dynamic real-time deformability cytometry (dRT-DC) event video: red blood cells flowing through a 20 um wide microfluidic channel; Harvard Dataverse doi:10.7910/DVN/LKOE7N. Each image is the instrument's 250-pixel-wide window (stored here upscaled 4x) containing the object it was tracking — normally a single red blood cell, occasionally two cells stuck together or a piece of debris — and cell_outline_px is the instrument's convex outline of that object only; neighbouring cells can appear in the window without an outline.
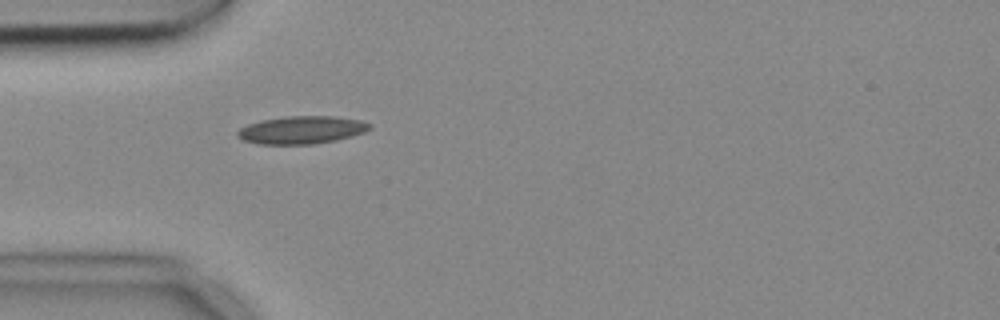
{"species": "common noctule bat (a hibernating species)", "species_latin": "Nyctalus noctula", "temperature_condition": "cold", "stored_images_in_passage": 3, "camera_frame_rate_fps": 3000, "um_per_image_px": 0.085, "animal": {"sex": "female", "body_mass_g": 18.4}, "frame": {"image": 1, "passage_image": 3, "time_ms": 0.667, "image_size_px": [1000, 320], "cell_outline_px": [[372, 128], [364, 132], [352, 136], [336, 140], [312, 144], [260, 144], [244, 140], [236, 136], [236, 132], [240, 128], [248, 124], [260, 120], [284, 116], [332, 116], [360, 120], [372, 124]], "centroid_in_image_um": [25.63, 11.04], "position_along_channel_um": 59.4, "area_um2": 21.44}}